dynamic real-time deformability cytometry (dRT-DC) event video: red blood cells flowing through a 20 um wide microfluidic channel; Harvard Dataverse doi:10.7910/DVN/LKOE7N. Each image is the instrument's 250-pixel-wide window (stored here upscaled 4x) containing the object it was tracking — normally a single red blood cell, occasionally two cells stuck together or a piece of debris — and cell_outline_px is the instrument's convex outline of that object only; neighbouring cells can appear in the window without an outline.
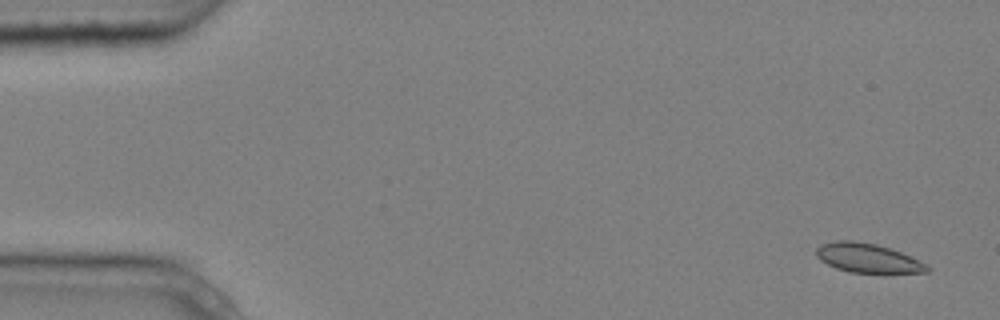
{"species": "common noctule bat (a hibernating species)", "species_latin": "Nyctalus noctula", "temperature_condition": "cold", "stored_images_in_passage": 7, "camera_frame_rate_fps": 3000, "um_per_image_px": 0.085, "animal": {"sex": "male", "body_mass_g": 20.4}, "frame": {"image": 1, "passage_image": 1, "time_ms": 0.0, "image_size_px": [1000, 320], "cell_outline_px": [[932, 268], [928, 272], [848, 272], [836, 268], [820, 260], [816, 256], [816, 248], [820, 244], [836, 240], [852, 240], [876, 244], [900, 252]], "centroid_in_image_um": [73.67, 21.92], "position_along_channel_um": 11.3, "area_um2": 18.5}}
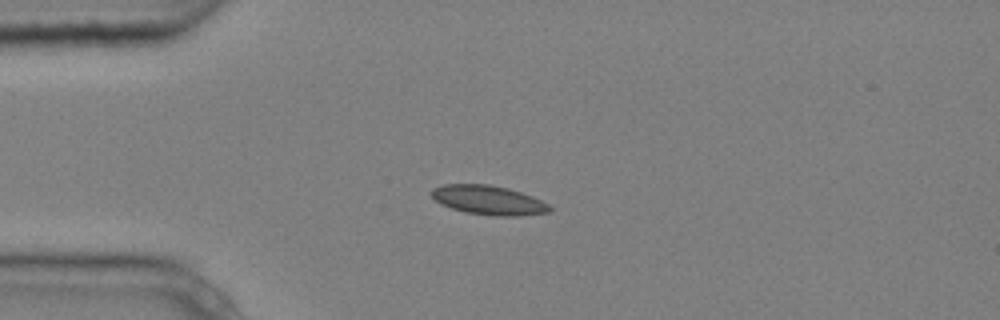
{"frame": {"image": 2, "passage_image": 4, "time_ms": 1.0, "image_size_px": [1000, 320], "cell_outline_px": [[552, 212], [520, 216], [496, 216], [464, 212], [440, 204], [432, 196], [432, 188], [444, 184], [488, 184], [508, 188], [532, 196], [548, 204], [552, 208]], "centroid_in_image_um": [41.54, 17.02], "position_along_channel_um": 43.5, "area_um2": 20.17}}
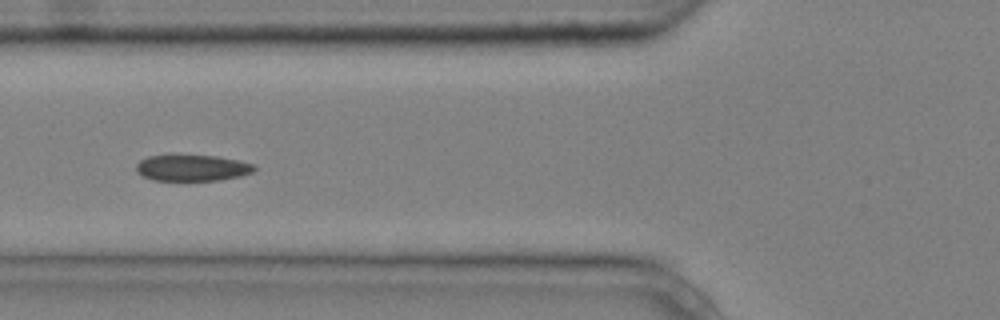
{"frame": {"image": 3, "passage_image": 6, "time_ms": 1.667, "image_size_px": [1000, 320], "cell_outline_px": [[256, 168], [252, 172], [240, 176], [220, 180], [152, 180], [136, 172], [136, 164], [140, 160], [148, 156], [168, 152], [172, 152], [216, 156], [240, 160], [252, 164]], "centroid_in_image_um": [16.27, 14.21], "position_along_channel_um": 109.5, "area_um2": 18.84}}